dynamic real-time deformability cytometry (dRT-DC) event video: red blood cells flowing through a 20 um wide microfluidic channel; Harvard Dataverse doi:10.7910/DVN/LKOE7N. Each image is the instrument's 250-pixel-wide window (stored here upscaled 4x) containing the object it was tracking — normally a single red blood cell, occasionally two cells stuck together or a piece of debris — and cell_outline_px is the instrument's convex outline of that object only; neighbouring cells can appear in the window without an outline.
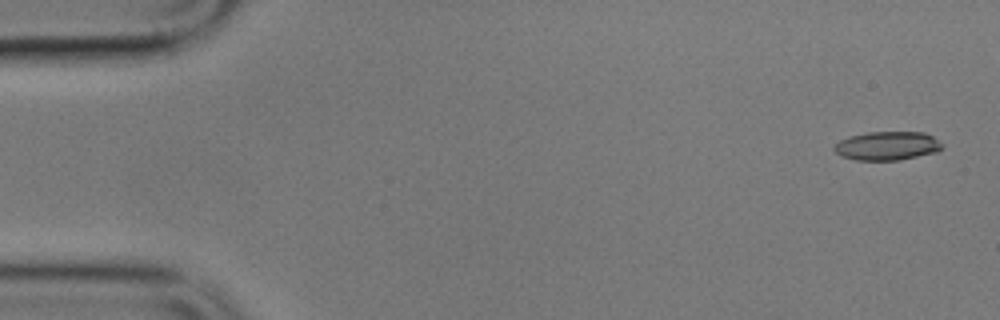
{"species": "common noctule bat (a hibernating species)", "species_latin": "Nyctalus noctula", "temperature_condition": "cold", "stored_images_in_passage": 4, "camera_frame_rate_fps": 3000, "um_per_image_px": 0.085, "animal": {"sex": "male", "body_mass_g": 17.9}, "frame": {"image": 1, "passage_image": 1, "time_ms": 0.0, "image_size_px": [1000, 320], "cell_outline_px": [[944, 148], [936, 152], [900, 160], [856, 160], [844, 156], [836, 152], [832, 148], [840, 140], [848, 136], [868, 132], [924, 132], [932, 136], [944, 144]], "centroid_in_image_um": [75.45, 12.39], "position_along_channel_um": 9.6, "area_um2": 18.09}}